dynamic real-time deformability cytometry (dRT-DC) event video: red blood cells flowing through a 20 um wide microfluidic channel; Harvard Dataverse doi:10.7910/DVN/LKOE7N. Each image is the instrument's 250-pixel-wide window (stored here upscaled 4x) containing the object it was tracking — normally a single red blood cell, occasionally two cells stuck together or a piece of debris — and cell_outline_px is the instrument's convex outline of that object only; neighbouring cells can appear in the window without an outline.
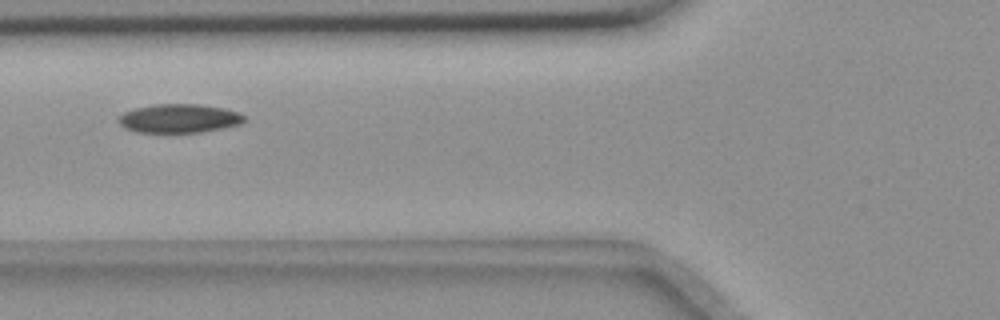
{"species": "common noctule bat (a hibernating species)", "species_latin": "Nyctalus noctula", "temperature_condition": "room temperature", "stored_images_in_passage": 7, "camera_frame_rate_fps": 3000, "um_per_image_px": 0.085, "animal": {"sex": "female", "body_mass_g": 18.4}, "frame": {"image": 1, "passage_image": 4, "time_ms": 3.667, "image_size_px": [1000, 320], "cell_outline_px": [[248, 120], [240, 124], [200, 132], [168, 136], [136, 132], [124, 128], [116, 120], [124, 112], [136, 108], [156, 104], [200, 104], [224, 108], [240, 112], [248, 116]], "centroid_in_image_um": [15.23, 10.11], "position_along_channel_um": 110.6, "area_um2": 22.14}}
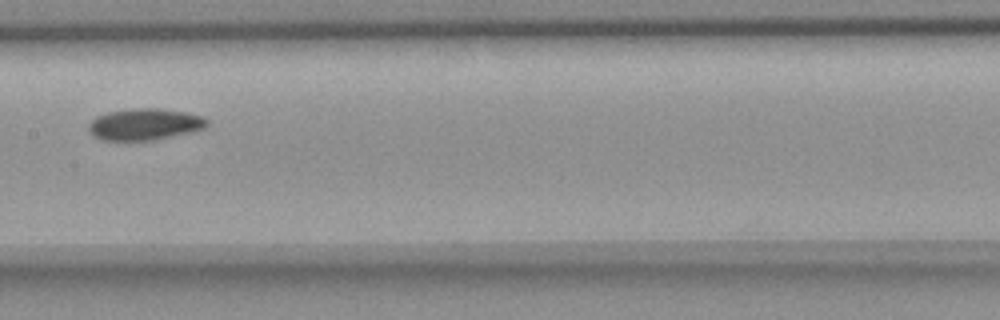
{"frame": {"image": 2, "passage_image": 6, "time_ms": 6.0, "image_size_px": [1000, 320], "cell_outline_px": [[208, 124], [204, 128], [192, 132], [152, 140], [104, 140], [92, 136], [88, 132], [88, 124], [96, 116], [108, 112], [132, 108], [160, 108], [184, 112], [204, 116], [208, 120]], "centroid_in_image_um": [12.28, 10.56], "position_along_channel_um": 195.1, "area_um2": 21.91}}
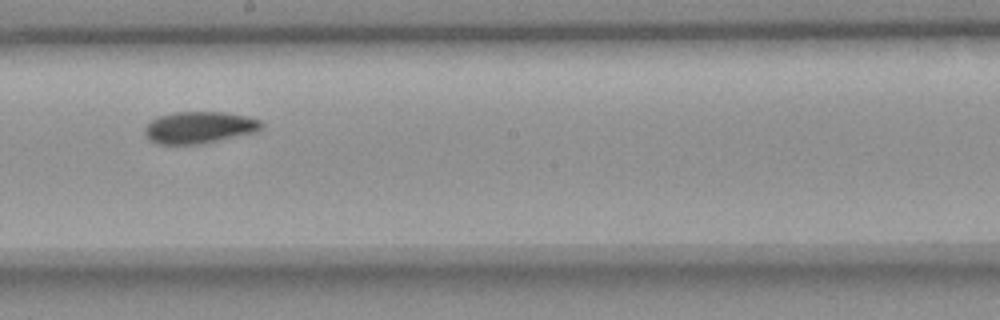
{"frame": {"image": 3, "passage_image": 7, "time_ms": 7.0, "image_size_px": [1000, 320], "cell_outline_px": [[264, 124], [256, 132], [200, 144], [156, 144], [148, 140], [144, 132], [144, 128], [152, 120], [160, 116], [172, 112], [224, 112], [248, 116], [260, 120]], "centroid_in_image_um": [16.92, 10.83], "position_along_channel_um": 231.3, "area_um2": 21.68}}